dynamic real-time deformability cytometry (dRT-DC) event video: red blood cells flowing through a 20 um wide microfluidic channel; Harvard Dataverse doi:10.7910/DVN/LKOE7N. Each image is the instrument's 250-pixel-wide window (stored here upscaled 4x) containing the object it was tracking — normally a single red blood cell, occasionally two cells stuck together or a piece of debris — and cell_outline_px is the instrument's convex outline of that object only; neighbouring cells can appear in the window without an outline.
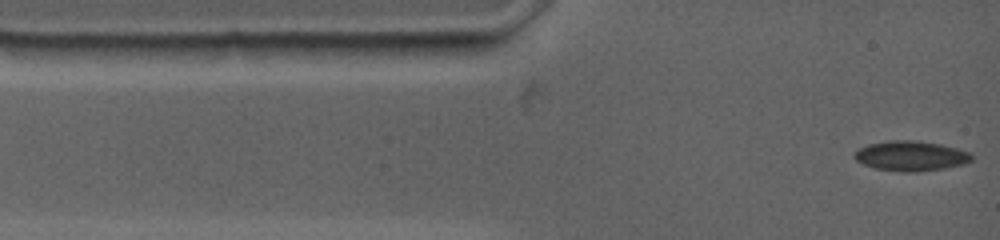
{"species": "common noctule bat (a hibernating species)", "species_latin": "Nyctalus noctula", "temperature_condition": "warm", "stored_images_in_passage": 94, "camera_frame_rate_fps": 4500, "um_per_image_px": 0.085, "animal": {"sex": "female", "body_mass_g": 19.0, "forearm_length_mm": 53.3}, "frame": {"image": 1, "passage_image": 1, "time_ms": 0.0, "image_size_px": [1000, 240], "cell_outline_px": [[972, 160], [964, 164], [944, 168], [876, 168], [864, 164], [856, 160], [852, 156], [852, 152], [856, 148], [868, 144], [888, 140], [916, 140], [940, 144], [972, 152]], "centroid_in_image_um": [77.39, 13.17], "position_along_channel_um": 7.6, "area_um2": 19.54}}
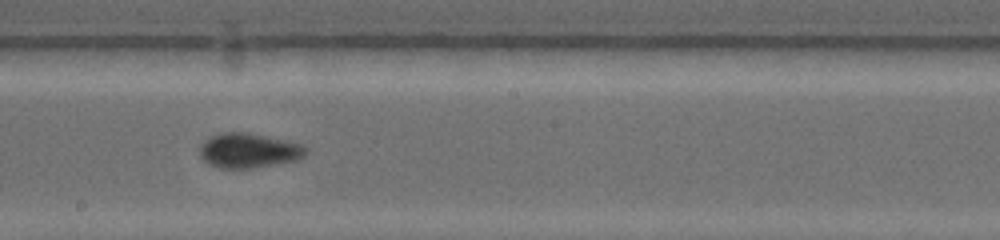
{"frame": {"image": 2, "passage_image": 48, "time_ms": 7.111, "image_size_px": [1000, 240], "cell_outline_px": [[308, 152], [304, 156], [296, 160], [248, 168], [220, 168], [208, 164], [200, 156], [200, 144], [208, 136], [224, 132], [248, 132], [300, 144], [308, 148]], "centroid_in_image_um": [21.09, 12.78], "position_along_channel_um": 227.1, "area_um2": 21.33}}
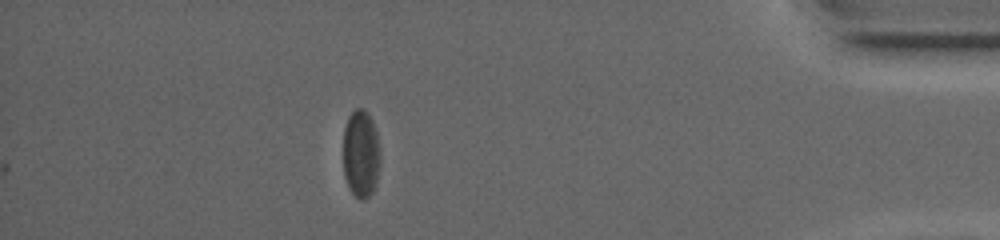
{"frame": {"image": 3, "passage_image": 94, "time_ms": 13.556, "image_size_px": [1000, 240], "cell_outline_px": [[380, 164], [376, 184], [372, 192], [364, 200], [360, 200], [348, 188], [344, 176], [344, 128], [348, 116], [356, 108], [364, 108], [368, 112], [372, 120], [376, 132], [380, 148]], "centroid_in_image_um": [30.69, 13.07], "position_along_channel_um": 404.5, "area_um2": 19.19}, "authors_computed_cell_mechanics": {"area_um2": 20.519, "velocity_mm_per_s": 3.6515, "shape_relaxation_time_tau1_ms": null, "shape_relaxation_time_tau2_ms": 1.3944, "deformation_change_tau1": null, "deformation_change_tau2": 0.0446}}